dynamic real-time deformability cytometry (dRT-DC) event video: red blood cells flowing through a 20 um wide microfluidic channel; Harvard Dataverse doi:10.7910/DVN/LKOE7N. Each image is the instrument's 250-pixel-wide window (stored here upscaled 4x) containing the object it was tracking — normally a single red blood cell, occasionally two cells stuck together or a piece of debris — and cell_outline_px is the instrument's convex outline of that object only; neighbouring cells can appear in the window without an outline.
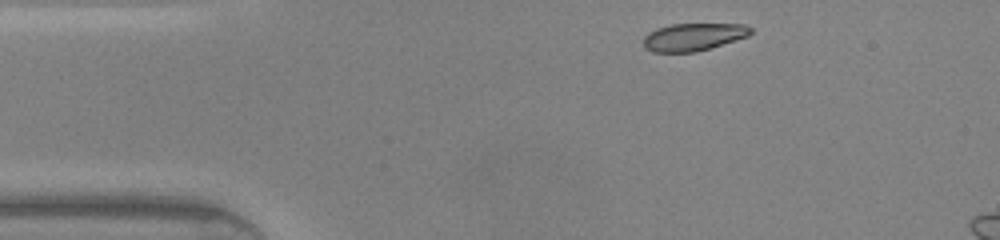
{"species": "common noctule bat (a hibernating species)", "species_latin": "Nyctalus noctula", "temperature_condition": "warm", "stored_images_in_passage": 6, "camera_frame_rate_fps": 3000, "um_per_image_px": 0.085, "animal": {"sex": "male", "body_mass_g": 20.0, "forearm_length_mm": 53.3}, "frame": {"image": 1, "passage_image": 1, "time_ms": 0.0, "image_size_px": [1000, 240], "cell_outline_px": [[752, 32], [748, 36], [696, 52], [652, 52], [644, 48], [644, 36], [648, 32], [656, 28], [672, 24], [744, 24], [752, 28]], "centroid_in_image_um": [58.91, 3.13], "position_along_channel_um": 26.1, "area_um2": 17.22}}